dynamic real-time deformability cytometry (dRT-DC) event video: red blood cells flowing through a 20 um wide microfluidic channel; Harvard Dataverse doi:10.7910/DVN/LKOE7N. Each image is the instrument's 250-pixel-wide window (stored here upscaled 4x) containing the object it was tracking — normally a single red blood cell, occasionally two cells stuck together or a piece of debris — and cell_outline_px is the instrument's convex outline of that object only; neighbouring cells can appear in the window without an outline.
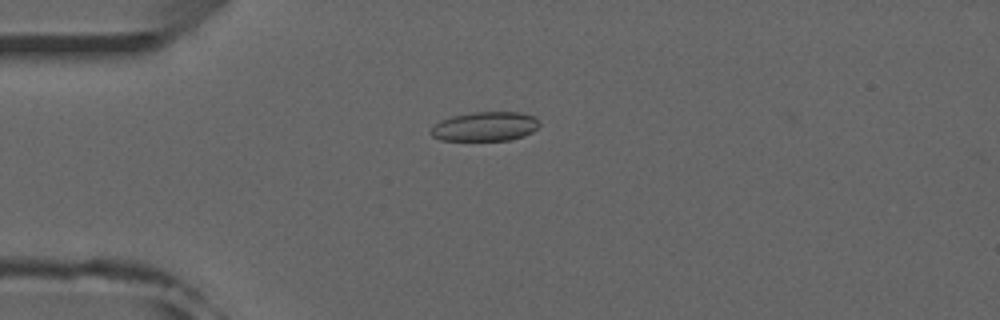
{"species": "common noctule bat (a hibernating species)", "species_latin": "Nyctalus noctula", "temperature_condition": "room temperature", "stored_images_in_passage": 52, "camera_frame_rate_fps": 3000, "um_per_image_px": 0.085, "animal": {"sex": "male", "forearm_length_mm": 52.5}, "frame": {"image": 1, "passage_image": 14, "time_ms": 4.333, "image_size_px": [1000, 320], "cell_outline_px": [[540, 124], [532, 132], [524, 136], [508, 140], [440, 140], [432, 136], [428, 132], [440, 120], [452, 116], [472, 112], [520, 112], [536, 116], [540, 120]], "centroid_in_image_um": [41.25, 10.74], "position_along_channel_um": 43.7, "area_um2": 18.67}}
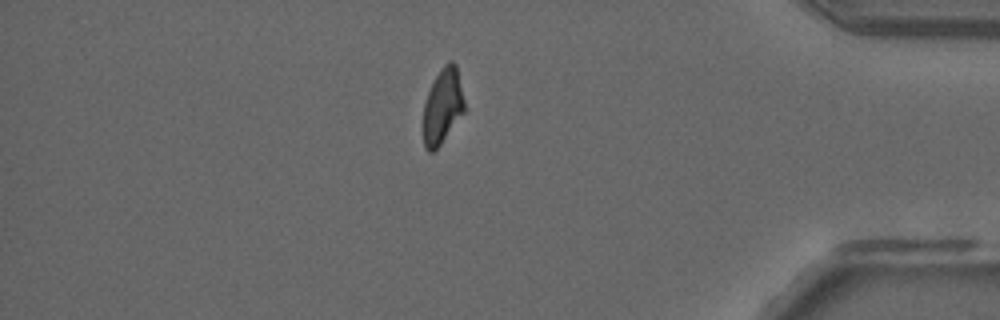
{"frame": {"image": 2, "passage_image": 45, "time_ms": 14.667, "image_size_px": [1000, 320], "cell_outline_px": [[464, 112], [440, 144], [432, 152], [428, 152], [424, 148], [424, 104], [428, 92], [436, 76], [444, 64], [452, 60], [456, 64], [464, 100]], "centroid_in_image_um": [37.62, 9.02], "position_along_channel_um": 397.6, "area_um2": 17.63}}
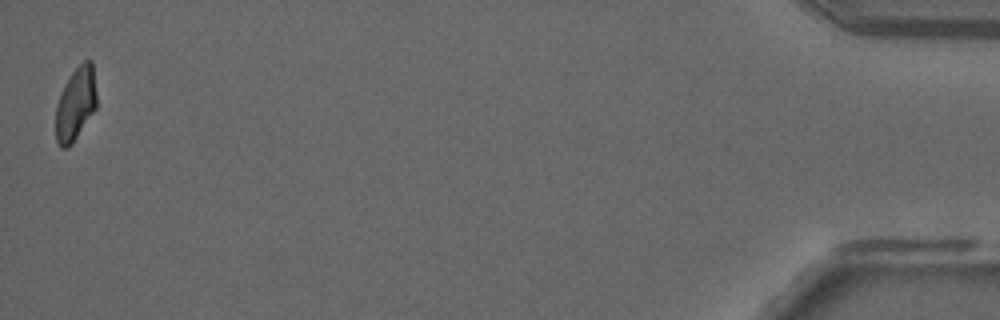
{"frame": {"image": 3, "passage_image": 52, "time_ms": 17.0, "image_size_px": [1000, 320], "cell_outline_px": [[96, 108], [72, 144], [64, 148], [60, 148], [56, 140], [56, 104], [60, 92], [64, 84], [72, 72], [84, 60], [92, 60], [96, 92]], "centroid_in_image_um": [6.42, 8.83], "position_along_channel_um": 428.8, "area_um2": 17.46}, "authors_computed_cell_mechanics": {"area_um2": 19.3919, "velocity_mm_per_s": 3.9758, "shape_relaxation_time_tau1_ms": null, "shape_relaxation_time_tau2_ms": 2.1817, "deformation_change_tau1": null, "deformation_change_tau2": 0.1083}}